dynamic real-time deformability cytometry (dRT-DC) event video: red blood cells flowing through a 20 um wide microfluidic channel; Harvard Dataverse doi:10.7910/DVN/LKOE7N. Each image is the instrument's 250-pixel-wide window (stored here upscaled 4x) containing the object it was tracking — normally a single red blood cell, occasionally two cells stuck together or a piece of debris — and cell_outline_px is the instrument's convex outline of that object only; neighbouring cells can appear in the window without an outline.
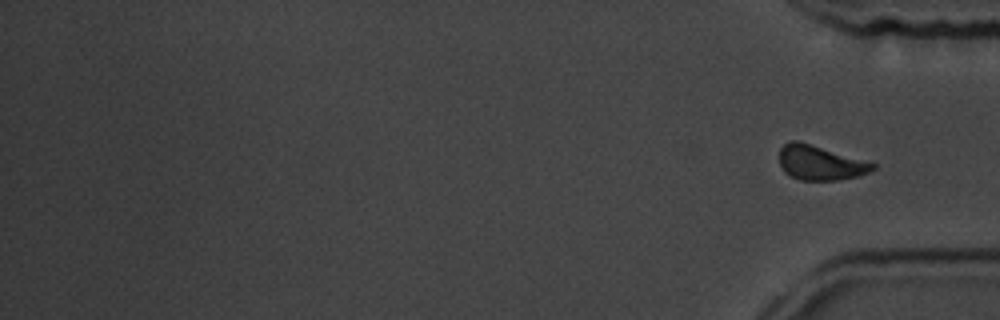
{"species": "common noctule bat (a hibernating species)", "species_latin": "Nyctalus noctula", "temperature_condition": "room temperature", "stored_images_in_passage": 17, "segment_of_instrument_passage": [2, 2], "camera_frame_rate_fps": 3000, "um_per_image_px": 0.085, "animal": {"sex": "male", "body_mass_g": 19.5, "forearm_length_mm": 54.6}, "frame": {"image": 1, "passage_image": 17, "time_ms": 18.333, "image_size_px": [1000, 320], "cell_outline_px": [[876, 168], [868, 172], [856, 176], [836, 180], [800, 180], [784, 172], [780, 164], [780, 148], [784, 144], [792, 140], [796, 140], [876, 164]], "centroid_in_image_um": [69.68, 13.84], "position_along_channel_um": 365.5, "area_um2": 18.32}}